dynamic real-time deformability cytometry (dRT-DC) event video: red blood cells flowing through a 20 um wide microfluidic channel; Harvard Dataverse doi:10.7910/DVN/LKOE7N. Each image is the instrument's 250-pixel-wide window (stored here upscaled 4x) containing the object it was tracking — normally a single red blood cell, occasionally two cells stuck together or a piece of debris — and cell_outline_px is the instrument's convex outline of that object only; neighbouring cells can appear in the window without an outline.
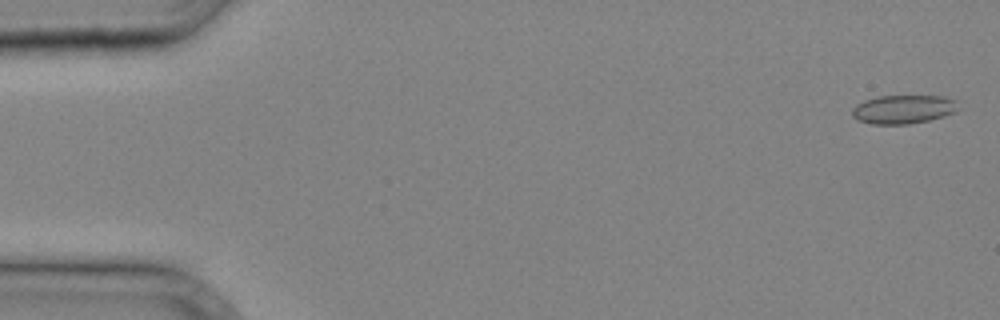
{"species": "common noctule bat (a hibernating species)", "species_latin": "Nyctalus noctula", "temperature_condition": "cold", "stored_images_in_passage": 35, "camera_frame_rate_fps": 3000, "um_per_image_px": 0.085, "animal": {"sex": "male", "body_mass_g": 20.4}, "frame": {"image": 1, "passage_image": 1, "time_ms": 0.0, "image_size_px": [1000, 320], "cell_outline_px": [[960, 108], [956, 112], [944, 116], [928, 120], [908, 124], [872, 124], [856, 120], [852, 116], [852, 108], [856, 104], [864, 100], [876, 96], [944, 96], [956, 100]], "centroid_in_image_um": [76.78, 9.29], "position_along_channel_um": 8.2, "area_um2": 17.98}}
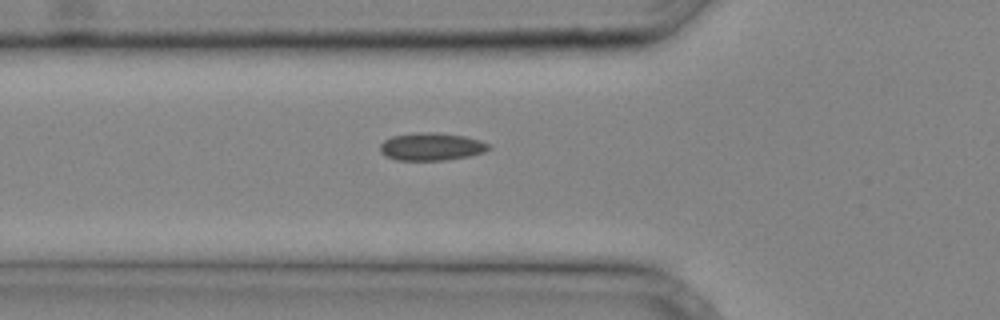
{"frame": {"image": 2, "passage_image": 13, "time_ms": 4.0, "image_size_px": [1000, 320], "cell_outline_px": [[492, 148], [484, 152], [468, 156], [444, 160], [396, 160], [380, 152], [380, 144], [384, 140], [392, 136], [416, 132], [436, 132], [464, 136], [480, 140], [488, 144]], "centroid_in_image_um": [36.66, 12.45], "position_along_channel_um": 89.1, "area_um2": 17.51}}
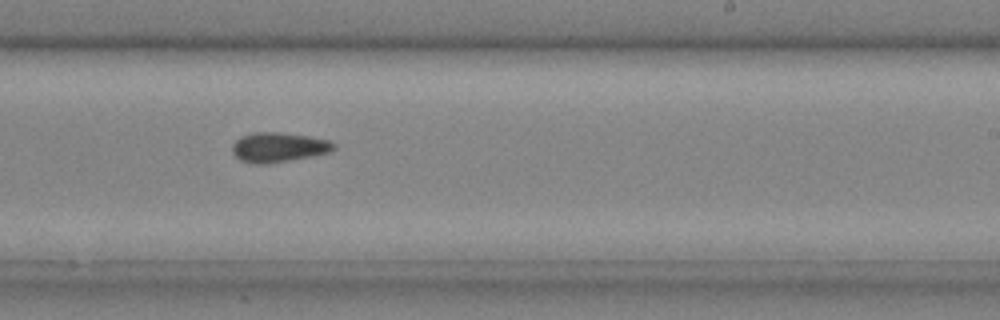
{"frame": {"image": 3, "passage_image": 23, "time_ms": 7.333, "image_size_px": [1000, 320], "cell_outline_px": [[336, 148], [332, 152], [312, 156], [264, 164], [260, 164], [240, 160], [232, 152], [232, 144], [240, 136], [252, 132], [276, 132], [308, 136], [328, 140], [336, 144]], "centroid_in_image_um": [23.68, 12.51], "position_along_channel_um": 265.3, "area_um2": 17.51}}